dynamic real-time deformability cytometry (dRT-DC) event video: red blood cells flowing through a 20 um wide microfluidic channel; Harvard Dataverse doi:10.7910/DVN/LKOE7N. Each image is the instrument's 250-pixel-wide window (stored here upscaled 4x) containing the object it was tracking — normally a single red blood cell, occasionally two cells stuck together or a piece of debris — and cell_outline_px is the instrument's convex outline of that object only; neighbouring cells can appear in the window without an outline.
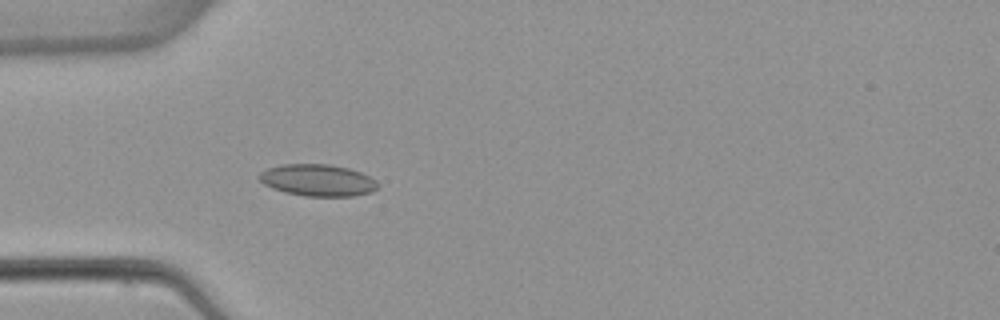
{"species": "common noctule bat (a hibernating species)", "species_latin": "Nyctalus noctula", "temperature_condition": "warm", "stored_images_in_passage": 3, "camera_frame_rate_fps": 3000, "um_per_image_px": 0.085, "animal": {"sex": "female", "body_mass_g": 22.7, "forearm_length_mm": 54.2}, "frame": {"image": 1, "passage_image": 3, "time_ms": 2.333, "image_size_px": [1000, 320], "cell_outline_px": [[376, 188], [372, 192], [352, 196], [304, 196], [284, 192], [272, 188], [264, 184], [256, 176], [260, 172], [268, 168], [284, 164], [328, 164], [348, 168], [360, 172], [376, 180]], "centroid_in_image_um": [26.97, 15.32], "position_along_channel_um": 58.0, "area_um2": 21.91}}